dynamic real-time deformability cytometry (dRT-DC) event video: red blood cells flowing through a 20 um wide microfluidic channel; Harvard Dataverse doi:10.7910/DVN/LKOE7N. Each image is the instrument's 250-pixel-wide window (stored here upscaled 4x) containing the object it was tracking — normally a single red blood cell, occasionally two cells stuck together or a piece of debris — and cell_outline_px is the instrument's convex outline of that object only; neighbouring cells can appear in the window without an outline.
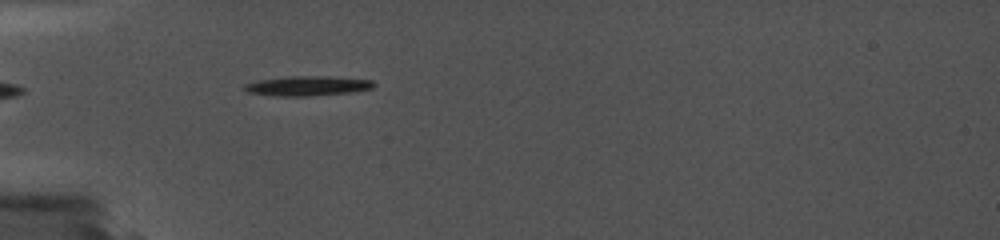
{"species": "common noctule bat (a hibernating species)", "species_latin": "Nyctalus noctula", "temperature_condition": "cold", "stored_images_in_passage": 34, "camera_frame_rate_fps": 5000, "um_per_image_px": 0.085, "animal": {"sex": "female", "body_mass_g": 19.0, "forearm_length_mm": 56.7}, "frame": {"image": 1, "passage_image": 3, "time_ms": 0.6, "image_size_px": [1000, 240], "cell_outline_px": [[372, 84], [368, 88], [336, 92], [256, 92], [248, 88], [248, 84], [260, 80], [292, 76], [296, 76], [372, 80]], "centroid_in_image_um": [26.22, 7.2], "position_along_channel_um": 58.8, "area_um2": 11.5}}
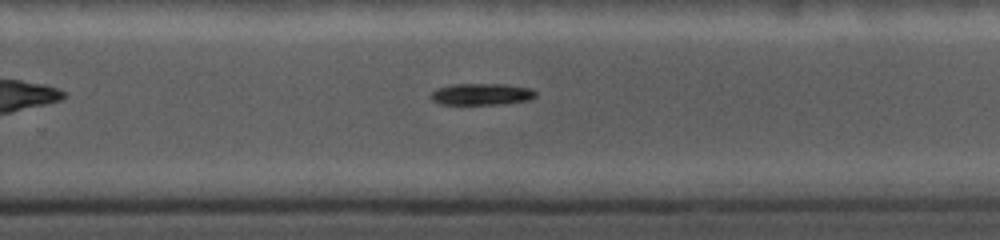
{"frame": {"image": 2, "passage_image": 21, "time_ms": 7.0, "image_size_px": [1000, 240], "cell_outline_px": [[536, 92], [532, 96], [520, 100], [480, 104], [448, 104], [436, 100], [432, 96], [440, 88], [456, 84], [496, 84], [528, 88]], "centroid_in_image_um": [40.89, 7.98], "position_along_channel_um": 288.9, "area_um2": 11.79}}
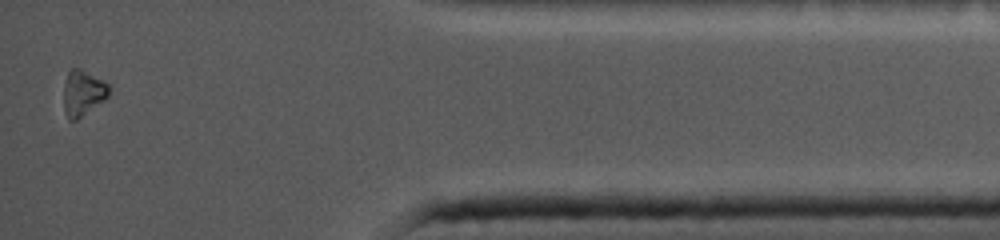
{"frame": {"image": 3, "passage_image": 34, "time_ms": 11.4, "image_size_px": [1000, 240], "cell_outline_px": [[108, 92], [100, 100], [76, 120], [72, 120], [68, 116], [64, 108], [64, 88], [68, 72], [72, 68], [76, 68], [108, 84]], "centroid_in_image_um": [6.97, 7.89], "position_along_channel_um": 428.2, "area_um2": 10.87}}